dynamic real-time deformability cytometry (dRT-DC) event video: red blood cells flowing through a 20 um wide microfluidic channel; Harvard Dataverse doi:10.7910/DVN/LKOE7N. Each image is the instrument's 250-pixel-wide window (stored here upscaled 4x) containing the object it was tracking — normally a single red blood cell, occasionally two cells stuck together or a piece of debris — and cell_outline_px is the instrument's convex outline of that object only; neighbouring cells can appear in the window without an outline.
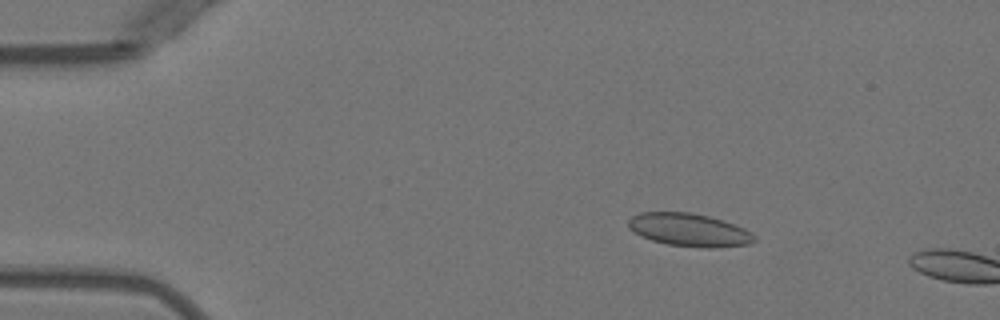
{"species": "Egyptian fruit bat (a non-hibernating species)", "species_latin": "Rousettus aegyptiacus", "temperature_condition": "warm", "stored_images_in_passage": 5, "camera_frame_rate_fps": 3000, "um_per_image_px": 0.085, "animal": {"sex": "female"}, "frame": {"image": 1, "passage_image": 2, "time_ms": 1.0, "image_size_px": [1000, 320], "cell_outline_px": [[756, 240], [748, 244], [716, 248], [704, 248], [668, 244], [652, 240], [640, 236], [628, 228], [628, 220], [632, 216], [640, 212], [692, 212], [708, 216], [744, 228], [756, 236]], "centroid_in_image_um": [58.55, 19.54], "position_along_channel_um": 26.4, "area_um2": 24.16}}